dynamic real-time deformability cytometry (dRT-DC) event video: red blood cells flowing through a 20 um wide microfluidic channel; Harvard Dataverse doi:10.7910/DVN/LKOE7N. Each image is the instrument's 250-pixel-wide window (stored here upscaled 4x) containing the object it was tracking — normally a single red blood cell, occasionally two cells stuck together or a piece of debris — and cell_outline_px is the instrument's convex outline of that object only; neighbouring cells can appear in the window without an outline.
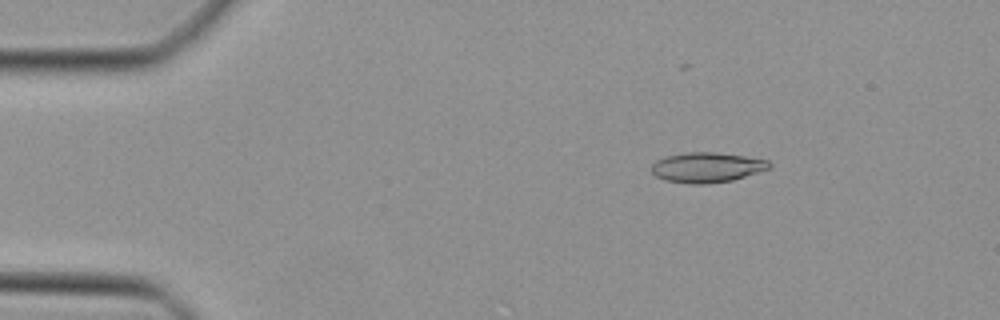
{"species": "Egyptian fruit bat (a non-hibernating species)", "species_latin": "Rousettus aegyptiacus", "temperature_condition": "cold", "stored_images_in_passage": 12, "camera_frame_rate_fps": 3000, "um_per_image_px": 0.085, "animal": {"sex": "female"}, "frame": {"image": 1, "passage_image": 6, "time_ms": 1.667, "image_size_px": [1000, 320], "cell_outline_px": [[772, 168], [732, 180], [704, 184], [692, 184], [664, 180], [656, 176], [652, 172], [652, 164], [656, 160], [668, 156], [688, 152], [712, 152], [744, 156], [768, 160], [772, 164]], "centroid_in_image_um": [60.1, 14.23], "position_along_channel_um": 24.9, "area_um2": 20.52}}